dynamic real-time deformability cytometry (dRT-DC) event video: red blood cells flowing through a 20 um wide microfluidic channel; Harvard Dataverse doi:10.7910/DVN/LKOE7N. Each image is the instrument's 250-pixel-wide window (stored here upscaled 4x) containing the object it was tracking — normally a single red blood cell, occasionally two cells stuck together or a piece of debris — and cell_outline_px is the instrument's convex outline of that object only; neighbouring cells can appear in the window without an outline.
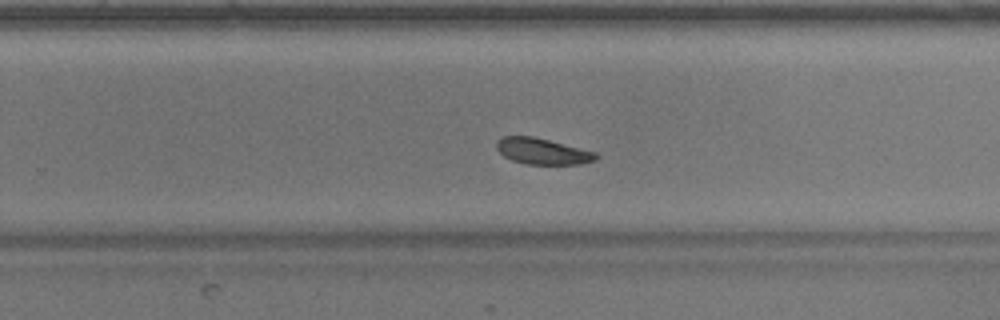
{"species": "common noctule bat (a hibernating species)", "species_latin": "Nyctalus noctula", "temperature_condition": "warm", "stored_images_in_passage": 43, "camera_frame_rate_fps": 3000, "um_per_image_px": 0.085, "animal": {"sex": "male", "body_mass_g": 17.9}, "frame": {"image": 1, "passage_image": 25, "time_ms": 8.0, "image_size_px": [1000, 320], "cell_outline_px": [[600, 156], [596, 160], [580, 164], [524, 164], [512, 160], [504, 156], [496, 148], [496, 140], [504, 136], [532, 136], [596, 152]], "centroid_in_image_um": [46.1, 12.86], "position_along_channel_um": 283.7, "area_um2": 15.09}}